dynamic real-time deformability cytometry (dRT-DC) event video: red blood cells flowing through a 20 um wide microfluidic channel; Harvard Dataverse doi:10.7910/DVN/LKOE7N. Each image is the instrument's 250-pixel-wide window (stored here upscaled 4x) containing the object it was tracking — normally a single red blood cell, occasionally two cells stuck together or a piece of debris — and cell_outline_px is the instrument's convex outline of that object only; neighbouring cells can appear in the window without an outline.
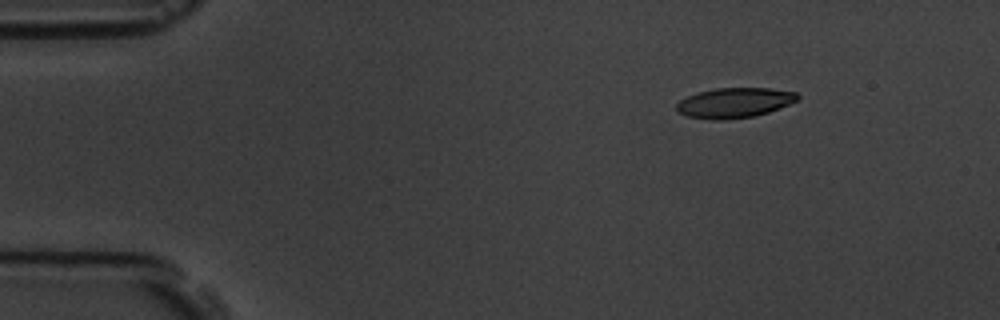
{"species": "common noctule bat (a hibernating species)", "species_latin": "Nyctalus noctula", "temperature_condition": "room temperature", "stored_images_in_passage": 6, "camera_frame_rate_fps": 3000, "um_per_image_px": 0.085, "animal": {"sex": "male", "body_mass_g": 19.5, "forearm_length_mm": 54.6}, "frame": {"image": 1, "passage_image": 3, "time_ms": 2.333, "image_size_px": [1000, 320], "cell_outline_px": [[800, 100], [768, 112], [756, 116], [724, 120], [712, 120], [688, 116], [680, 112], [676, 108], [676, 104], [680, 100], [696, 92], [716, 88], [768, 88], [796, 92], [800, 96]], "centroid_in_image_um": [62.45, 8.73], "position_along_channel_um": 22.5, "area_um2": 21.27}}
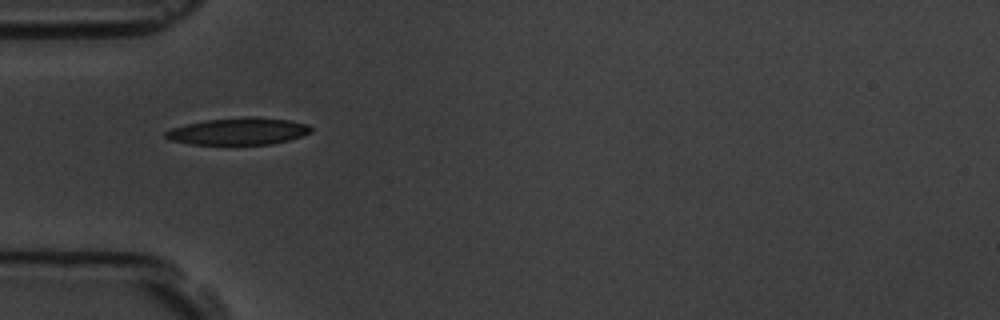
{"frame": {"image": 2, "passage_image": 6, "time_ms": 5.667, "image_size_px": [1000, 320], "cell_outline_px": [[312, 132], [288, 140], [272, 144], [192, 144], [172, 140], [164, 136], [164, 132], [172, 128], [184, 124], [204, 120], [244, 116], [256, 116], [288, 120], [308, 124], [312, 128]], "centroid_in_image_um": [20.27, 11.14], "position_along_channel_um": 64.7, "area_um2": 22.95}}